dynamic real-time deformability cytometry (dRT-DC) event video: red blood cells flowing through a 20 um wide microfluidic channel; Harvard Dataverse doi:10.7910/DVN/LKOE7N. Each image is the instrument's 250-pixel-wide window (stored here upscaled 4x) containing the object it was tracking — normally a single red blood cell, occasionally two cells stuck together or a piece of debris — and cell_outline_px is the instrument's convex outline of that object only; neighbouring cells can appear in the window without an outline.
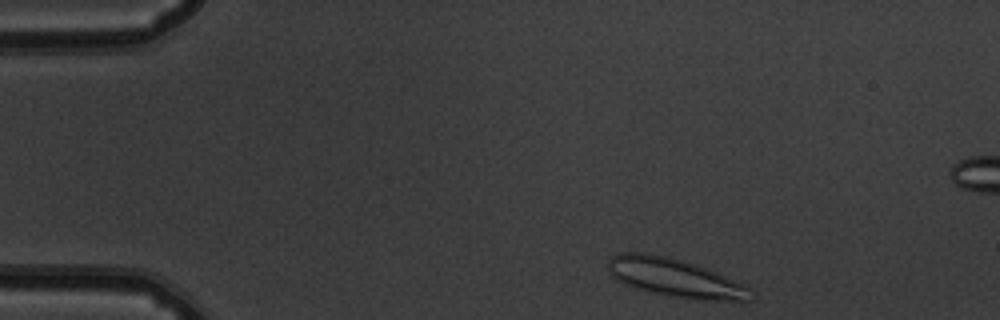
{"species": "common noctule bat (a hibernating species)", "species_latin": "Nyctalus noctula", "temperature_condition": "warm", "stored_images_in_passage": 47, "segment_of_instrument_passage": [1, 2], "camera_frame_rate_fps": 3000, "um_per_image_px": 0.085, "animal": {"sex": "male", "body_mass_g": 19.5, "forearm_length_mm": 54.6}, "frame": {"image": 1, "passage_image": 1, "time_ms": 0.0, "image_size_px": [1000, 320], "cell_outline_px": [[752, 288], [748, 300], [696, 300], [668, 296], [648, 292], [624, 284], [616, 280], [608, 272], [608, 260], [616, 252], [644, 252], [668, 256], [716, 272], [748, 284]], "centroid_in_image_um": [57.33, 23.61], "position_along_channel_um": 27.7, "area_um2": 32.25}}
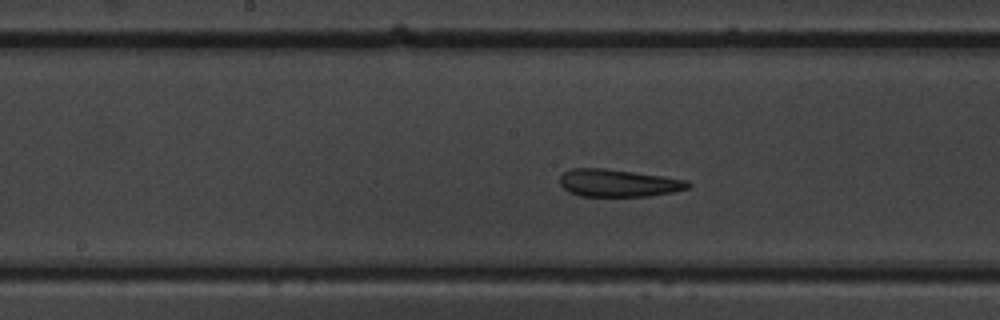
{"frame": {"image": 2, "passage_image": 20, "time_ms": 6.333, "image_size_px": [1000, 320], "cell_outline_px": [[692, 184], [688, 188], [672, 192], [648, 196], [580, 196], [568, 192], [560, 184], [560, 176], [568, 168], [604, 168], [664, 176], [688, 180]], "centroid_in_image_um": [52.54, 15.55], "position_along_channel_um": 195.7, "area_um2": 20.63}}
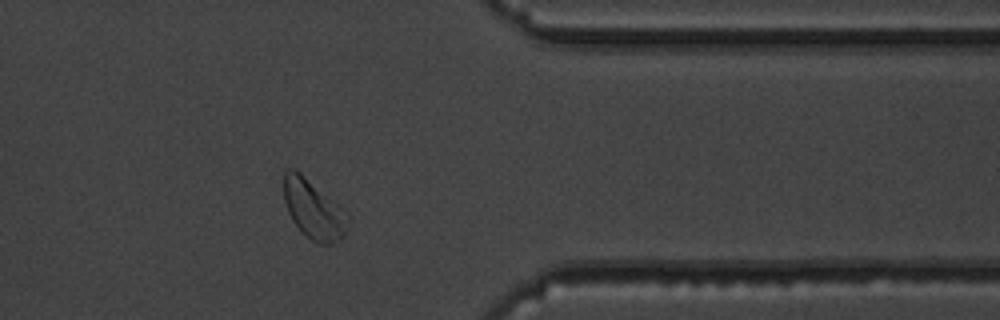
{"frame": {"image": 3, "passage_image": 36, "time_ms": 11.667, "image_size_px": [1000, 320], "cell_outline_px": [[352, 220], [344, 236], [332, 244], [320, 244], [312, 240], [292, 220], [288, 212], [284, 200], [284, 168], [296, 168], [344, 208], [352, 216]], "centroid_in_image_um": [26.7, 17.77], "position_along_channel_um": 384.7, "area_um2": 22.54}}